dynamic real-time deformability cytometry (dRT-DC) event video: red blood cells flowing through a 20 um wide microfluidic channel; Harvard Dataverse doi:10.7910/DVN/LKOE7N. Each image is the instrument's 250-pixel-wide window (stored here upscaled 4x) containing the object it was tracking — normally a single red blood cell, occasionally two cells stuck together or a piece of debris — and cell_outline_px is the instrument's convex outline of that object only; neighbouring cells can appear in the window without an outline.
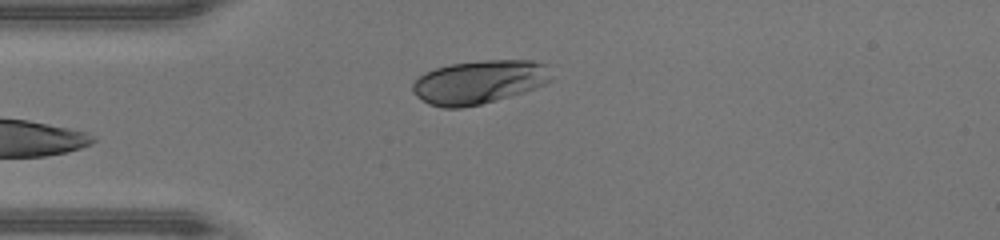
{"species": "human", "species_latin": "Homo sapiens", "temperature_condition": "warm", "stored_images_in_passage": 33, "camera_frame_rate_fps": 3000, "um_per_image_px": 0.085, "donor": {"sex": "male"}, "frame": {"image": 1, "passage_image": 1, "time_ms": 0.0, "image_size_px": [1000, 240], "cell_outline_px": [[552, 80], [544, 84], [524, 92], [496, 100], [480, 104], [460, 108], [440, 108], [428, 104], [416, 96], [412, 92], [412, 84], [424, 72], [436, 68], [452, 64], [484, 60], [532, 60], [544, 64]], "centroid_in_image_um": [40.68, 6.98], "position_along_channel_um": 44.3, "area_um2": 35.03}}
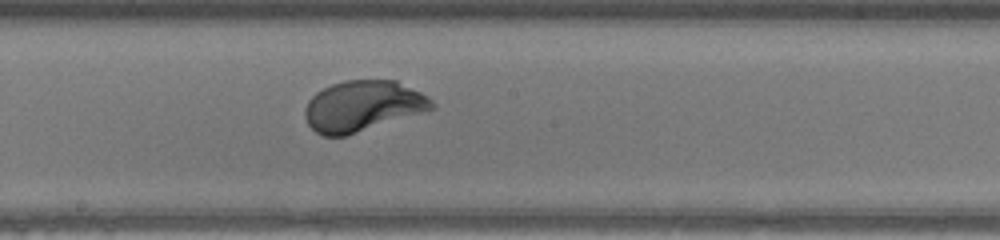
{"frame": {"image": 2, "passage_image": 14, "time_ms": 4.333, "image_size_px": [1000, 240], "cell_outline_px": [[436, 108], [344, 136], [324, 136], [316, 132], [308, 124], [304, 116], [304, 108], [308, 100], [316, 92], [332, 84], [344, 80], [396, 80], [428, 96], [436, 104]], "centroid_in_image_um": [30.82, 9.0], "position_along_channel_um": 217.4, "area_um2": 37.34}}
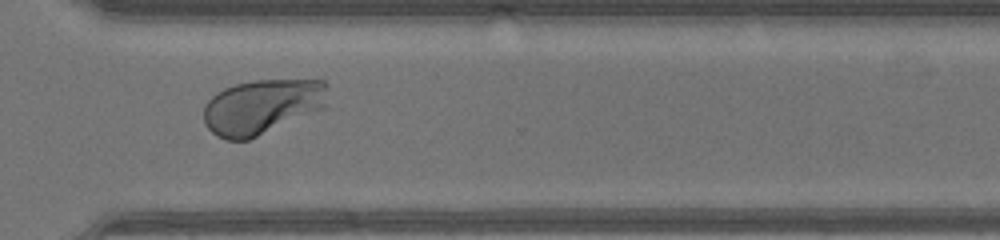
{"frame": {"image": 3, "passage_image": 23, "time_ms": 7.333, "image_size_px": [1000, 240], "cell_outline_px": [[328, 84], [324, 108], [248, 140], [224, 140], [216, 136], [204, 124], [204, 104], [216, 92], [224, 88], [236, 84], [252, 80], [324, 80]], "centroid_in_image_um": [22.24, 9.06], "position_along_channel_um": 348.4, "area_um2": 39.77}, "authors_computed_cell_mechanics": {"area_um2": 37.6856, "velocity_mm_per_s": 4.3752, "shape_relaxation_time_tau1_ms": 1.4519, "shape_relaxation_time_tau2_ms": null, "deformation_change_tau1": 0.1657, "deformation_change_tau2": null}}